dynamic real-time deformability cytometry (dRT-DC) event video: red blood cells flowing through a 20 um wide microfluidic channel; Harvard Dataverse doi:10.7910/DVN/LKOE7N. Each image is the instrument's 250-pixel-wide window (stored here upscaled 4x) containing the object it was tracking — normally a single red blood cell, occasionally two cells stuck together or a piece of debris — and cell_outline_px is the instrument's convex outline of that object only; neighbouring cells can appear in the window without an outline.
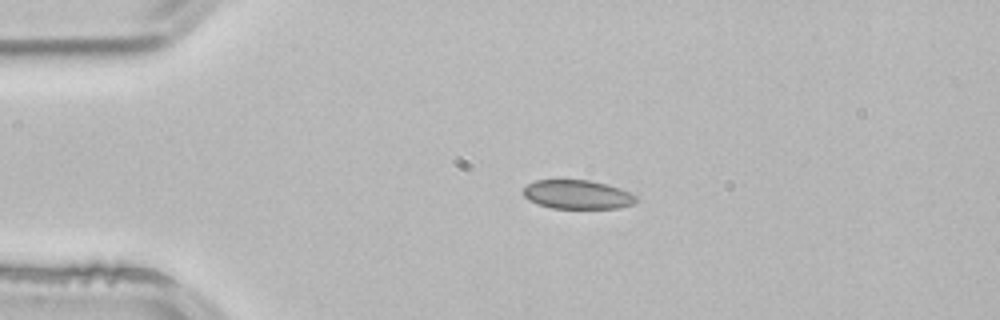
{"species": "common noctule bat (a hibernating species)", "species_latin": "Nyctalus noctula", "temperature_condition": "room temperature", "stored_images_in_passage": 3, "camera_frame_rate_fps": 3000, "um_per_image_px": 0.085, "animal": {"sex": "male", "body_mass_g": 21.5, "forearm_length_mm": 52.0}, "frame": {"image": 1, "passage_image": 2, "time_ms": 0.333, "image_size_px": [1000, 320], "cell_outline_px": [[636, 200], [632, 204], [620, 208], [552, 208], [536, 204], [528, 200], [524, 196], [524, 188], [528, 184], [536, 180], [588, 180], [608, 184], [620, 188], [636, 196]], "centroid_in_image_um": [49.06, 16.54], "position_along_channel_um": 35.9, "area_um2": 18.96}}